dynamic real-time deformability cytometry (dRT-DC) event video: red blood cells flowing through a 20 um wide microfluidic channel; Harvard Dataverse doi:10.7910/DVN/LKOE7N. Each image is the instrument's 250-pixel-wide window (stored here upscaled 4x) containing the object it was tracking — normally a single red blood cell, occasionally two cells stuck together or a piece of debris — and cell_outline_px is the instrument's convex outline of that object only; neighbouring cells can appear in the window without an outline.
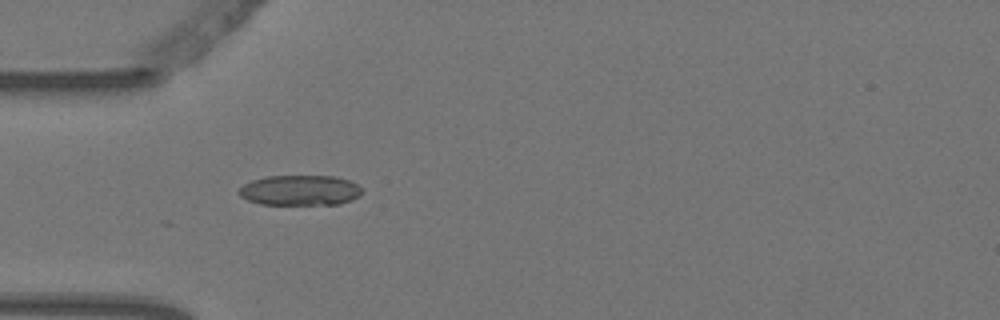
{"species": "Egyptian fruit bat (a non-hibernating species)", "species_latin": "Rousettus aegyptiacus", "temperature_condition": "warm", "stored_images_in_passage": 4, "camera_frame_rate_fps": 3000, "um_per_image_px": 0.085, "animal": {"sex": "female"}, "frame": {"image": 1, "passage_image": 4, "time_ms": 1.0, "image_size_px": [1000, 320], "cell_outline_px": [[360, 196], [352, 200], [340, 204], [260, 204], [248, 200], [240, 196], [240, 188], [244, 184], [252, 180], [268, 176], [336, 176], [348, 180], [356, 184], [360, 188]], "centroid_in_image_um": [25.51, 16.17], "position_along_channel_um": 59.5, "area_um2": 21.56}}